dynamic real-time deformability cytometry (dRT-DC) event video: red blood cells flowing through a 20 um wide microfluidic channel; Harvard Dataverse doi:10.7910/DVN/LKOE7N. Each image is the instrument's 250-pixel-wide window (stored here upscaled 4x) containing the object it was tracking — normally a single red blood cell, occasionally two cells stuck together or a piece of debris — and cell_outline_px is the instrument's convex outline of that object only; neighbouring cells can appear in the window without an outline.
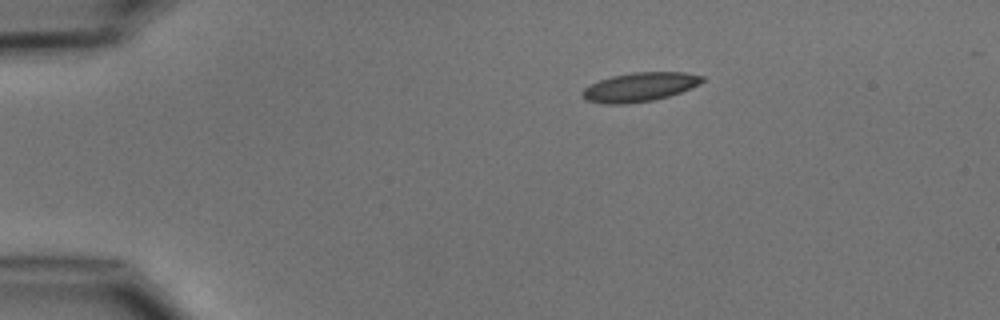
{"species": "common noctule bat (a hibernating species)", "species_latin": "Nyctalus noctula", "temperature_condition": "cold", "stored_images_in_passage": 5, "camera_frame_rate_fps": 3000, "um_per_image_px": 0.085, "animal": {"sex": "male", "body_mass_g": 15.6}, "frame": {"image": 1, "passage_image": 1, "time_ms": 0.0, "image_size_px": [1000, 320], "cell_outline_px": [[704, 80], [700, 84], [692, 88], [668, 96], [652, 100], [628, 104], [604, 104], [584, 100], [580, 96], [580, 92], [588, 84], [612, 76], [632, 72], [684, 72], [704, 76]], "centroid_in_image_um": [54.32, 7.4], "position_along_channel_um": 30.7, "area_um2": 20.52}}
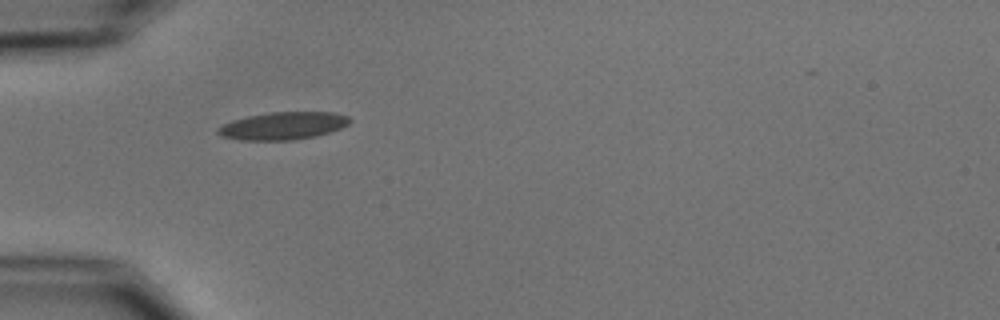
{"frame": {"image": 2, "passage_image": 3, "time_ms": 2.333, "image_size_px": [1000, 320], "cell_outline_px": [[352, 120], [348, 124], [340, 128], [316, 136], [292, 140], [240, 140], [220, 136], [216, 132], [216, 128], [232, 120], [248, 116], [268, 112], [332, 112], [348, 116]], "centroid_in_image_um": [24.03, 10.69], "position_along_channel_um": 61.0, "area_um2": 21.21}}